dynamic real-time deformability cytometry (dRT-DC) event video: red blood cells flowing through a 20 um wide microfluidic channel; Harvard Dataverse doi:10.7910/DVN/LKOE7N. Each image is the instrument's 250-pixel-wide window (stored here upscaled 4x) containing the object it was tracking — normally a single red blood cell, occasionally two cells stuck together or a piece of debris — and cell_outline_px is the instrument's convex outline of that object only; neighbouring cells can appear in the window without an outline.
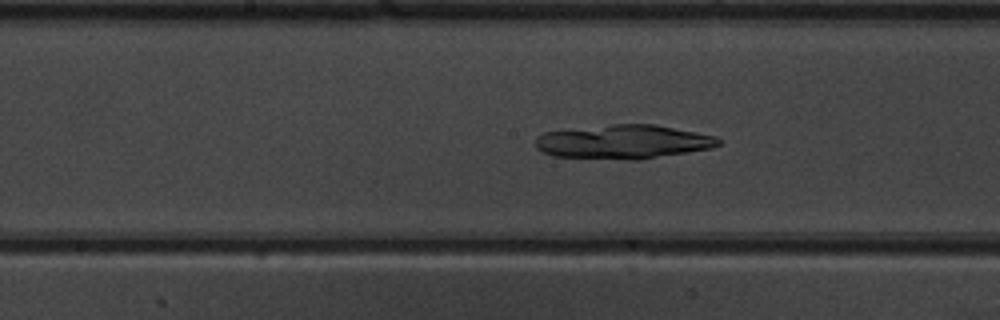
{"species": "common noctule bat (a hibernating species)", "species_latin": "Nyctalus noctula", "temperature_condition": "warm", "stored_images_in_passage": 37, "camera_frame_rate_fps": 3000, "um_per_image_px": 0.085, "animal": {"sex": "male", "body_mass_g": 19.5, "forearm_length_mm": 54.6}, "frame": {"image": 1, "passage_image": 13, "time_ms": 4.0, "image_size_px": [1000, 320], "cell_outline_px": [[720, 144], [712, 148], [640, 160], [628, 160], [552, 156], [536, 148], [536, 136], [544, 132], [612, 124], [652, 124], [696, 132], [716, 136], [720, 140]], "centroid_in_image_um": [52.98, 12.06], "position_along_channel_um": 195.2, "area_um2": 36.24}}
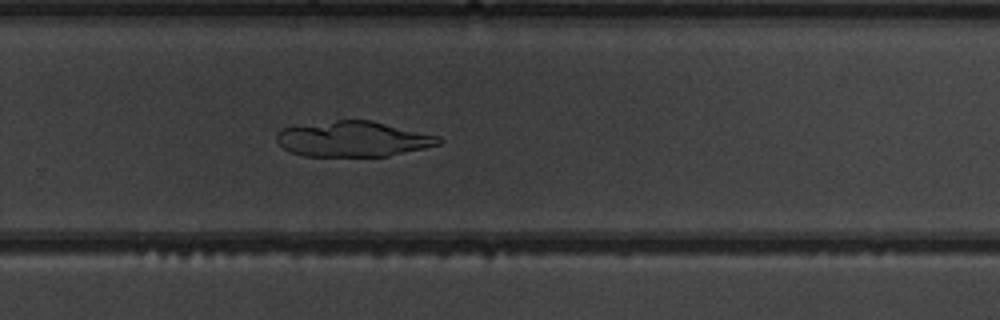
{"frame": {"image": 2, "passage_image": 21, "time_ms": 6.667, "image_size_px": [1000, 320], "cell_outline_px": [[444, 140], [440, 144], [424, 148], [388, 156], [304, 156], [292, 152], [284, 148], [276, 140], [276, 136], [280, 128], [336, 120], [372, 120], [440, 136]], "centroid_in_image_um": [30.04, 11.81], "position_along_channel_um": 299.8, "area_um2": 33.47}}
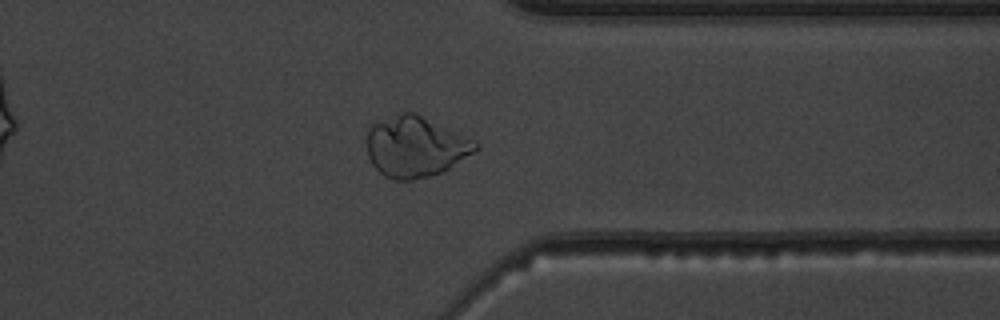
{"frame": {"image": 3, "passage_image": 27, "time_ms": 8.667, "image_size_px": [1000, 320], "cell_outline_px": [[480, 148], [448, 168], [440, 172], [428, 176], [412, 180], [396, 180], [384, 176], [372, 164], [368, 156], [368, 128], [372, 124], [404, 112], [412, 112], [476, 140], [480, 144]], "centroid_in_image_um": [35.32, 12.48], "position_along_channel_um": 376.1, "area_um2": 37.86}}